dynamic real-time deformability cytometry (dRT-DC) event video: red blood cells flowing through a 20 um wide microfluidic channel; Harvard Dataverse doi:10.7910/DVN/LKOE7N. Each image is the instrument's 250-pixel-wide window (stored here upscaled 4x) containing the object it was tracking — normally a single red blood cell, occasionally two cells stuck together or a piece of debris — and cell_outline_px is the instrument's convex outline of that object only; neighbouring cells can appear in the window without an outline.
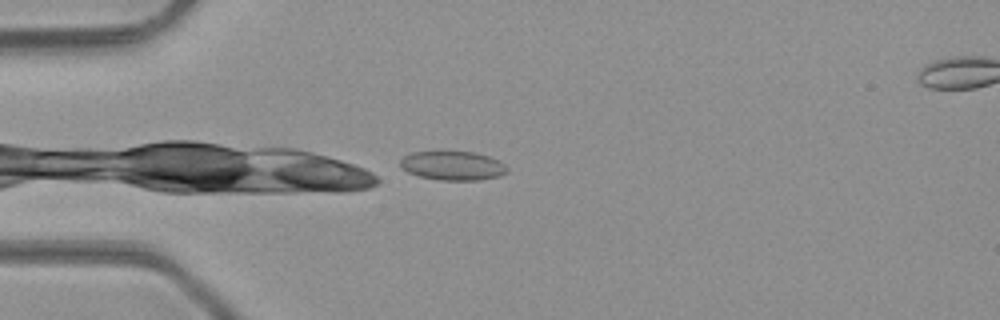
{"species": "common noctule bat (a hibernating species)", "species_latin": "Nyctalus noctula", "temperature_condition": "room temperature", "stored_images_in_passage": 23, "camera_frame_rate_fps": 3000, "um_per_image_px": 0.085, "animal": {"sex": "male", "body_mass_g": 23.1, "forearm_length_mm": 52.7}, "frame": {"image": 1, "passage_image": 1, "time_ms": 0.0, "image_size_px": [1000, 320], "cell_outline_px": [[508, 172], [500, 176], [480, 180], [440, 180], [420, 176], [408, 172], [400, 168], [400, 160], [404, 156], [412, 152], [440, 148], [476, 152], [500, 160], [508, 168]], "centroid_in_image_um": [38.46, 14.02], "position_along_channel_um": 46.5, "area_um2": 19.07}}
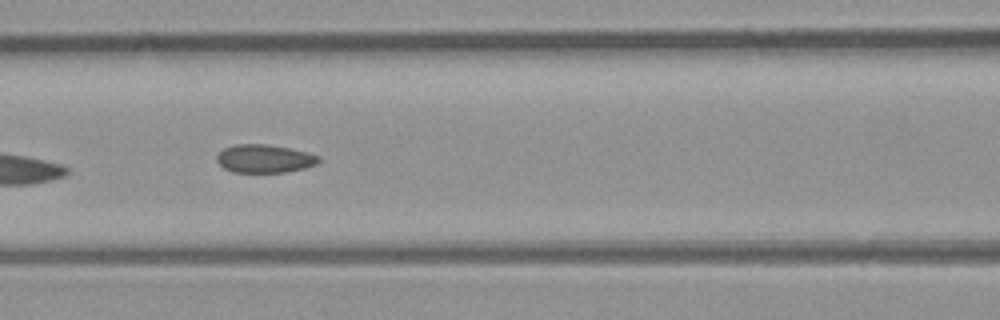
{"frame": {"image": 2, "passage_image": 9, "time_ms": 2.667, "image_size_px": [1000, 320], "cell_outline_px": [[320, 160], [316, 164], [304, 168], [284, 172], [232, 172], [224, 168], [216, 160], [216, 156], [224, 148], [236, 144], [264, 144], [288, 148], [308, 152], [320, 156]], "centroid_in_image_um": [22.47, 13.48], "position_along_channel_um": 144.1, "area_um2": 16.65}}
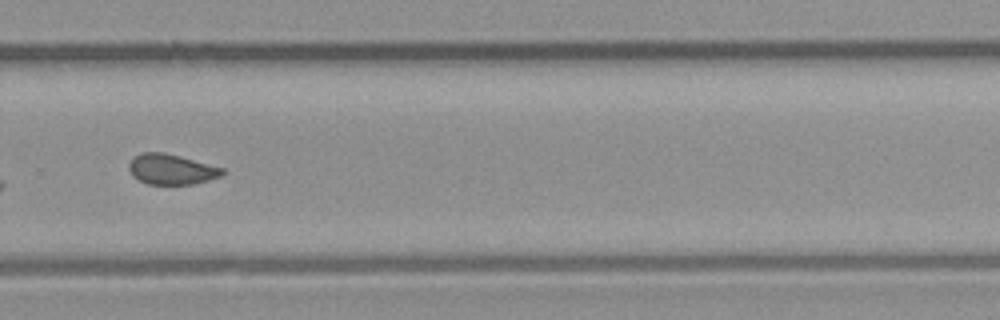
{"frame": {"image": 3, "passage_image": 21, "time_ms": 6.667, "image_size_px": [1000, 320], "cell_outline_px": [[224, 172], [220, 176], [208, 180], [192, 184], [148, 184], [132, 176], [128, 168], [128, 164], [136, 156], [144, 152], [164, 152], [180, 156], [224, 168]], "centroid_in_image_um": [14.56, 14.39], "position_along_channel_um": 315.2, "area_um2": 16.36}}